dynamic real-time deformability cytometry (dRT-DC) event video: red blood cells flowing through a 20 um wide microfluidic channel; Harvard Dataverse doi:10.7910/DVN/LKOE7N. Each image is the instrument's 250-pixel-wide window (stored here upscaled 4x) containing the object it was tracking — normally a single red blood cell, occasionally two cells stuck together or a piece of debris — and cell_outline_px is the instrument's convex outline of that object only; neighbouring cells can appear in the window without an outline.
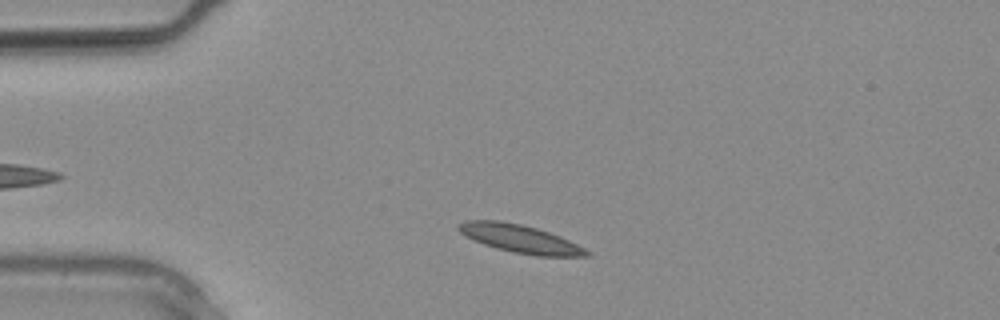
{"species": "common noctule bat (a hibernating species)", "species_latin": "Nyctalus noctula", "temperature_condition": "warm", "stored_images_in_passage": 17, "camera_frame_rate_fps": 3000, "um_per_image_px": 0.085, "animal": {"sex": "male", "body_mass_g": 20.4}, "frame": {"image": 1, "passage_image": 3, "time_ms": 0.667, "image_size_px": [1000, 320], "cell_outline_px": [[592, 256], [540, 256], [516, 252], [496, 248], [484, 244], [460, 232], [456, 228], [456, 224], [464, 220], [500, 220], [520, 224], [536, 228], [560, 236], [592, 252]], "centroid_in_image_um": [44.21, 20.28], "position_along_channel_um": 40.8, "area_um2": 20.69}}